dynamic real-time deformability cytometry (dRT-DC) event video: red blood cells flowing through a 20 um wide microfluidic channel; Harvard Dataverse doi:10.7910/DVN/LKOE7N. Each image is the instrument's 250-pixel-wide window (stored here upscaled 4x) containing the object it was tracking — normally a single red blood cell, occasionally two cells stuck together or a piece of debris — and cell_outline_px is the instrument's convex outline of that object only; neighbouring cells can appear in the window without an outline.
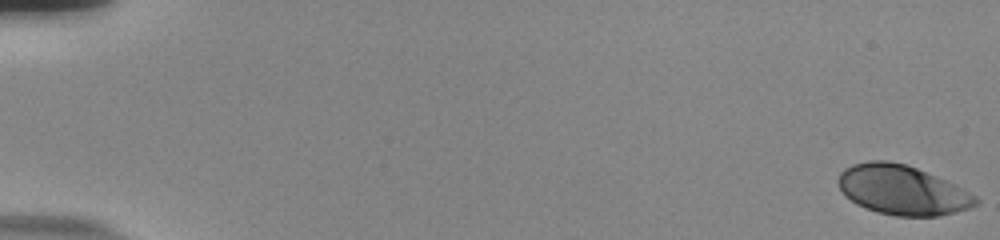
{"species": "human", "species_latin": "Homo sapiens", "temperature_condition": "room temperature", "stored_images_in_passage": 57, "camera_frame_rate_fps": 3000, "um_per_image_px": 0.085, "donor": {"sex": "male"}, "frame": {"image": 1, "passage_image": 1, "time_ms": 0.0, "image_size_px": [1000, 240], "cell_outline_px": [[980, 204], [956, 212], [940, 216], [896, 216], [876, 212], [856, 204], [844, 196], [836, 180], [840, 172], [844, 168], [852, 164], [868, 160], [888, 160], [908, 164], [936, 176], [976, 196], [980, 200]], "centroid_in_image_um": [76.65, 16.15], "position_along_channel_um": 8.4, "area_um2": 39.94}}
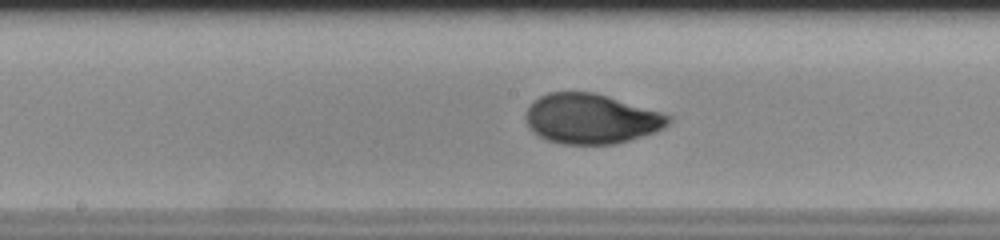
{"frame": {"image": 2, "passage_image": 31, "time_ms": 10.0, "image_size_px": [1000, 240], "cell_outline_px": [[672, 120], [664, 128], [616, 144], [560, 144], [548, 140], [532, 132], [524, 116], [528, 108], [540, 96], [548, 92], [592, 92], [608, 96], [660, 112], [672, 116]], "centroid_in_image_um": [50.23, 10.1], "position_along_channel_um": 198.0, "area_um2": 41.21}}
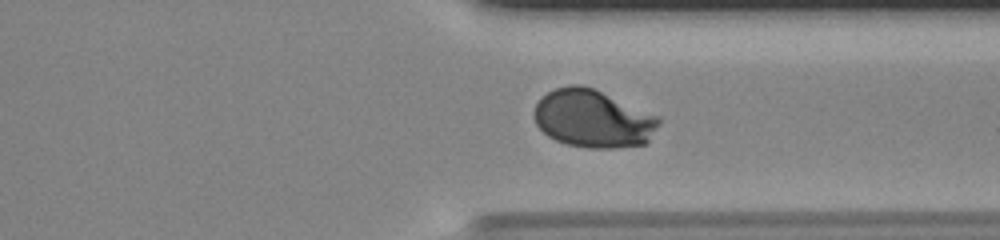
{"frame": {"image": 3, "passage_image": 44, "time_ms": 14.333, "image_size_px": [1000, 240], "cell_outline_px": [[660, 124], [648, 140], [644, 144], [616, 148], [588, 148], [568, 144], [556, 140], [548, 136], [536, 124], [532, 116], [532, 112], [536, 104], [548, 92], [556, 88], [572, 84], [580, 84], [592, 88], [660, 116]], "centroid_in_image_um": [50.4, 10.09], "position_along_channel_um": 361.0, "area_um2": 41.96}, "authors_computed_cell_mechanics": {"area_um2": 40.6912, "velocity_mm_per_s": 3.7661, "shape_relaxation_time_tau1_ms": 4.5368, "shape_relaxation_time_tau2_ms": null, "deformation_change_tau1": 0.1915, "deformation_change_tau2": null}}